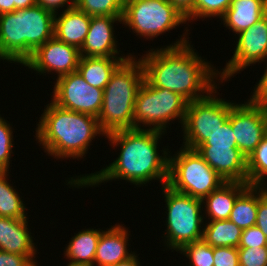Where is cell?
Listing matches in <instances>:
<instances>
[{
  "label": "cell",
  "mask_w": 267,
  "mask_h": 266,
  "mask_svg": "<svg viewBox=\"0 0 267 266\" xmlns=\"http://www.w3.org/2000/svg\"><path fill=\"white\" fill-rule=\"evenodd\" d=\"M165 132L151 129H124L105 135L110 145L120 147V155L106 168L91 174L70 177V187H95L111 180H126L139 187L152 180H158L162 186L167 185L169 149L164 148L162 155L158 152L159 139ZM169 152V153H168Z\"/></svg>",
  "instance_id": "obj_1"
},
{
  "label": "cell",
  "mask_w": 267,
  "mask_h": 266,
  "mask_svg": "<svg viewBox=\"0 0 267 266\" xmlns=\"http://www.w3.org/2000/svg\"><path fill=\"white\" fill-rule=\"evenodd\" d=\"M187 34L165 48L148 50L139 60L144 79L151 86L168 89L192 102L205 98L216 88L219 75L213 65L197 55Z\"/></svg>",
  "instance_id": "obj_2"
},
{
  "label": "cell",
  "mask_w": 267,
  "mask_h": 266,
  "mask_svg": "<svg viewBox=\"0 0 267 266\" xmlns=\"http://www.w3.org/2000/svg\"><path fill=\"white\" fill-rule=\"evenodd\" d=\"M50 102L37 124L36 140L45 153L57 160L83 158L92 140L99 135L105 136L97 117L62 108L52 100Z\"/></svg>",
  "instance_id": "obj_3"
},
{
  "label": "cell",
  "mask_w": 267,
  "mask_h": 266,
  "mask_svg": "<svg viewBox=\"0 0 267 266\" xmlns=\"http://www.w3.org/2000/svg\"><path fill=\"white\" fill-rule=\"evenodd\" d=\"M55 13L34 5L0 15V59L22 64L54 36Z\"/></svg>",
  "instance_id": "obj_4"
},
{
  "label": "cell",
  "mask_w": 267,
  "mask_h": 266,
  "mask_svg": "<svg viewBox=\"0 0 267 266\" xmlns=\"http://www.w3.org/2000/svg\"><path fill=\"white\" fill-rule=\"evenodd\" d=\"M135 57L132 55L115 70L103 90L102 107L97 119L105 135L134 128L135 99L144 81L143 65Z\"/></svg>",
  "instance_id": "obj_5"
},
{
  "label": "cell",
  "mask_w": 267,
  "mask_h": 266,
  "mask_svg": "<svg viewBox=\"0 0 267 266\" xmlns=\"http://www.w3.org/2000/svg\"><path fill=\"white\" fill-rule=\"evenodd\" d=\"M166 202L165 246L179 251L184 245L201 240L204 229L203 203L201 199L161 187ZM202 225V227H201Z\"/></svg>",
  "instance_id": "obj_6"
},
{
  "label": "cell",
  "mask_w": 267,
  "mask_h": 266,
  "mask_svg": "<svg viewBox=\"0 0 267 266\" xmlns=\"http://www.w3.org/2000/svg\"><path fill=\"white\" fill-rule=\"evenodd\" d=\"M181 147L175 155L168 156L167 186L176 192L203 200L225 181L197 150Z\"/></svg>",
  "instance_id": "obj_7"
},
{
  "label": "cell",
  "mask_w": 267,
  "mask_h": 266,
  "mask_svg": "<svg viewBox=\"0 0 267 266\" xmlns=\"http://www.w3.org/2000/svg\"><path fill=\"white\" fill-rule=\"evenodd\" d=\"M187 105L188 101L180 94L151 86L144 79L135 99L134 128L166 132L169 122L177 118L182 127Z\"/></svg>",
  "instance_id": "obj_8"
},
{
  "label": "cell",
  "mask_w": 267,
  "mask_h": 266,
  "mask_svg": "<svg viewBox=\"0 0 267 266\" xmlns=\"http://www.w3.org/2000/svg\"><path fill=\"white\" fill-rule=\"evenodd\" d=\"M214 88L205 98L188 102L183 129V147L196 150L229 119L236 104L218 98Z\"/></svg>",
  "instance_id": "obj_9"
},
{
  "label": "cell",
  "mask_w": 267,
  "mask_h": 266,
  "mask_svg": "<svg viewBox=\"0 0 267 266\" xmlns=\"http://www.w3.org/2000/svg\"><path fill=\"white\" fill-rule=\"evenodd\" d=\"M186 19L168 0H125L122 24L136 35L153 40Z\"/></svg>",
  "instance_id": "obj_10"
},
{
  "label": "cell",
  "mask_w": 267,
  "mask_h": 266,
  "mask_svg": "<svg viewBox=\"0 0 267 266\" xmlns=\"http://www.w3.org/2000/svg\"><path fill=\"white\" fill-rule=\"evenodd\" d=\"M244 103H237L231 108L228 120L237 148L247 159L267 133V105L255 101L251 96Z\"/></svg>",
  "instance_id": "obj_11"
},
{
  "label": "cell",
  "mask_w": 267,
  "mask_h": 266,
  "mask_svg": "<svg viewBox=\"0 0 267 266\" xmlns=\"http://www.w3.org/2000/svg\"><path fill=\"white\" fill-rule=\"evenodd\" d=\"M52 101L58 106L98 118L103 90L90 86L78 71L56 78Z\"/></svg>",
  "instance_id": "obj_12"
},
{
  "label": "cell",
  "mask_w": 267,
  "mask_h": 266,
  "mask_svg": "<svg viewBox=\"0 0 267 266\" xmlns=\"http://www.w3.org/2000/svg\"><path fill=\"white\" fill-rule=\"evenodd\" d=\"M237 35L239 37L232 58L226 62L222 71H218L219 83L229 81L230 77L247 66L267 60V27L264 18Z\"/></svg>",
  "instance_id": "obj_13"
},
{
  "label": "cell",
  "mask_w": 267,
  "mask_h": 266,
  "mask_svg": "<svg viewBox=\"0 0 267 266\" xmlns=\"http://www.w3.org/2000/svg\"><path fill=\"white\" fill-rule=\"evenodd\" d=\"M80 50L72 45L60 41L55 36L39 46L33 55L24 63L36 73L48 74L53 71L57 78L77 71Z\"/></svg>",
  "instance_id": "obj_14"
},
{
  "label": "cell",
  "mask_w": 267,
  "mask_h": 266,
  "mask_svg": "<svg viewBox=\"0 0 267 266\" xmlns=\"http://www.w3.org/2000/svg\"><path fill=\"white\" fill-rule=\"evenodd\" d=\"M122 23V17L92 16L85 41L80 49L84 57H119L114 23ZM119 50V51H118ZM119 55V56H118Z\"/></svg>",
  "instance_id": "obj_15"
},
{
  "label": "cell",
  "mask_w": 267,
  "mask_h": 266,
  "mask_svg": "<svg viewBox=\"0 0 267 266\" xmlns=\"http://www.w3.org/2000/svg\"><path fill=\"white\" fill-rule=\"evenodd\" d=\"M196 150L225 182L248 183L247 159L237 147H198Z\"/></svg>",
  "instance_id": "obj_16"
},
{
  "label": "cell",
  "mask_w": 267,
  "mask_h": 266,
  "mask_svg": "<svg viewBox=\"0 0 267 266\" xmlns=\"http://www.w3.org/2000/svg\"><path fill=\"white\" fill-rule=\"evenodd\" d=\"M27 219L0 217V250L25 255L38 266L34 259L37 247L28 229Z\"/></svg>",
  "instance_id": "obj_17"
},
{
  "label": "cell",
  "mask_w": 267,
  "mask_h": 266,
  "mask_svg": "<svg viewBox=\"0 0 267 266\" xmlns=\"http://www.w3.org/2000/svg\"><path fill=\"white\" fill-rule=\"evenodd\" d=\"M127 229L118 223L101 232L94 260L96 266H112L135 254L127 249L130 235Z\"/></svg>",
  "instance_id": "obj_18"
},
{
  "label": "cell",
  "mask_w": 267,
  "mask_h": 266,
  "mask_svg": "<svg viewBox=\"0 0 267 266\" xmlns=\"http://www.w3.org/2000/svg\"><path fill=\"white\" fill-rule=\"evenodd\" d=\"M54 17V36L68 45L81 49L89 30V16L84 11L73 6ZM58 15V16H57Z\"/></svg>",
  "instance_id": "obj_19"
},
{
  "label": "cell",
  "mask_w": 267,
  "mask_h": 266,
  "mask_svg": "<svg viewBox=\"0 0 267 266\" xmlns=\"http://www.w3.org/2000/svg\"><path fill=\"white\" fill-rule=\"evenodd\" d=\"M266 6L267 0H232L220 20L226 28L239 34L263 18Z\"/></svg>",
  "instance_id": "obj_20"
},
{
  "label": "cell",
  "mask_w": 267,
  "mask_h": 266,
  "mask_svg": "<svg viewBox=\"0 0 267 266\" xmlns=\"http://www.w3.org/2000/svg\"><path fill=\"white\" fill-rule=\"evenodd\" d=\"M248 186V183L243 182L223 183L202 200L206 214L204 219L208 215L209 221L228 220L235 200Z\"/></svg>",
  "instance_id": "obj_21"
},
{
  "label": "cell",
  "mask_w": 267,
  "mask_h": 266,
  "mask_svg": "<svg viewBox=\"0 0 267 266\" xmlns=\"http://www.w3.org/2000/svg\"><path fill=\"white\" fill-rule=\"evenodd\" d=\"M131 56L130 53L126 57L81 56L77 71L90 86L104 90L115 70Z\"/></svg>",
  "instance_id": "obj_22"
},
{
  "label": "cell",
  "mask_w": 267,
  "mask_h": 266,
  "mask_svg": "<svg viewBox=\"0 0 267 266\" xmlns=\"http://www.w3.org/2000/svg\"><path fill=\"white\" fill-rule=\"evenodd\" d=\"M103 230L84 229L71 238L64 251L69 262L86 266H95L97 244Z\"/></svg>",
  "instance_id": "obj_23"
},
{
  "label": "cell",
  "mask_w": 267,
  "mask_h": 266,
  "mask_svg": "<svg viewBox=\"0 0 267 266\" xmlns=\"http://www.w3.org/2000/svg\"><path fill=\"white\" fill-rule=\"evenodd\" d=\"M258 211V186L249 185L235 200L229 220L239 228L256 225Z\"/></svg>",
  "instance_id": "obj_24"
},
{
  "label": "cell",
  "mask_w": 267,
  "mask_h": 266,
  "mask_svg": "<svg viewBox=\"0 0 267 266\" xmlns=\"http://www.w3.org/2000/svg\"><path fill=\"white\" fill-rule=\"evenodd\" d=\"M202 239L212 247H236L241 240L242 229L232 221H206Z\"/></svg>",
  "instance_id": "obj_25"
},
{
  "label": "cell",
  "mask_w": 267,
  "mask_h": 266,
  "mask_svg": "<svg viewBox=\"0 0 267 266\" xmlns=\"http://www.w3.org/2000/svg\"><path fill=\"white\" fill-rule=\"evenodd\" d=\"M9 173L0 171V217L28 218V213H25L28 208L23 203L22 196L8 182Z\"/></svg>",
  "instance_id": "obj_26"
},
{
  "label": "cell",
  "mask_w": 267,
  "mask_h": 266,
  "mask_svg": "<svg viewBox=\"0 0 267 266\" xmlns=\"http://www.w3.org/2000/svg\"><path fill=\"white\" fill-rule=\"evenodd\" d=\"M247 172L249 185H267V133L247 158Z\"/></svg>",
  "instance_id": "obj_27"
},
{
  "label": "cell",
  "mask_w": 267,
  "mask_h": 266,
  "mask_svg": "<svg viewBox=\"0 0 267 266\" xmlns=\"http://www.w3.org/2000/svg\"><path fill=\"white\" fill-rule=\"evenodd\" d=\"M125 0H75V6L89 16L122 17Z\"/></svg>",
  "instance_id": "obj_28"
},
{
  "label": "cell",
  "mask_w": 267,
  "mask_h": 266,
  "mask_svg": "<svg viewBox=\"0 0 267 266\" xmlns=\"http://www.w3.org/2000/svg\"><path fill=\"white\" fill-rule=\"evenodd\" d=\"M179 253L189 259L188 266H214V247L203 239L184 245Z\"/></svg>",
  "instance_id": "obj_29"
},
{
  "label": "cell",
  "mask_w": 267,
  "mask_h": 266,
  "mask_svg": "<svg viewBox=\"0 0 267 266\" xmlns=\"http://www.w3.org/2000/svg\"><path fill=\"white\" fill-rule=\"evenodd\" d=\"M232 0H195L194 10L185 18L186 22L201 18H221L230 7Z\"/></svg>",
  "instance_id": "obj_30"
},
{
  "label": "cell",
  "mask_w": 267,
  "mask_h": 266,
  "mask_svg": "<svg viewBox=\"0 0 267 266\" xmlns=\"http://www.w3.org/2000/svg\"><path fill=\"white\" fill-rule=\"evenodd\" d=\"M13 129L10 123L0 115V171H9L13 154Z\"/></svg>",
  "instance_id": "obj_31"
},
{
  "label": "cell",
  "mask_w": 267,
  "mask_h": 266,
  "mask_svg": "<svg viewBox=\"0 0 267 266\" xmlns=\"http://www.w3.org/2000/svg\"><path fill=\"white\" fill-rule=\"evenodd\" d=\"M199 147H237L231 122L227 120L221 128L213 133Z\"/></svg>",
  "instance_id": "obj_32"
},
{
  "label": "cell",
  "mask_w": 267,
  "mask_h": 266,
  "mask_svg": "<svg viewBox=\"0 0 267 266\" xmlns=\"http://www.w3.org/2000/svg\"><path fill=\"white\" fill-rule=\"evenodd\" d=\"M240 266H267V247L238 248Z\"/></svg>",
  "instance_id": "obj_33"
},
{
  "label": "cell",
  "mask_w": 267,
  "mask_h": 266,
  "mask_svg": "<svg viewBox=\"0 0 267 266\" xmlns=\"http://www.w3.org/2000/svg\"><path fill=\"white\" fill-rule=\"evenodd\" d=\"M267 247V238L255 225L243 229L238 248Z\"/></svg>",
  "instance_id": "obj_34"
},
{
  "label": "cell",
  "mask_w": 267,
  "mask_h": 266,
  "mask_svg": "<svg viewBox=\"0 0 267 266\" xmlns=\"http://www.w3.org/2000/svg\"><path fill=\"white\" fill-rule=\"evenodd\" d=\"M214 266H240L238 248L214 247Z\"/></svg>",
  "instance_id": "obj_35"
},
{
  "label": "cell",
  "mask_w": 267,
  "mask_h": 266,
  "mask_svg": "<svg viewBox=\"0 0 267 266\" xmlns=\"http://www.w3.org/2000/svg\"><path fill=\"white\" fill-rule=\"evenodd\" d=\"M267 185L258 186V211L256 226L267 238Z\"/></svg>",
  "instance_id": "obj_36"
},
{
  "label": "cell",
  "mask_w": 267,
  "mask_h": 266,
  "mask_svg": "<svg viewBox=\"0 0 267 266\" xmlns=\"http://www.w3.org/2000/svg\"><path fill=\"white\" fill-rule=\"evenodd\" d=\"M0 266H36L27 256L0 250Z\"/></svg>",
  "instance_id": "obj_37"
},
{
  "label": "cell",
  "mask_w": 267,
  "mask_h": 266,
  "mask_svg": "<svg viewBox=\"0 0 267 266\" xmlns=\"http://www.w3.org/2000/svg\"><path fill=\"white\" fill-rule=\"evenodd\" d=\"M262 77L253 90L251 97L262 104L267 105V64Z\"/></svg>",
  "instance_id": "obj_38"
},
{
  "label": "cell",
  "mask_w": 267,
  "mask_h": 266,
  "mask_svg": "<svg viewBox=\"0 0 267 266\" xmlns=\"http://www.w3.org/2000/svg\"><path fill=\"white\" fill-rule=\"evenodd\" d=\"M36 2L54 13H58V10L60 11V8H64V6L65 10L75 6V0H36Z\"/></svg>",
  "instance_id": "obj_39"
},
{
  "label": "cell",
  "mask_w": 267,
  "mask_h": 266,
  "mask_svg": "<svg viewBox=\"0 0 267 266\" xmlns=\"http://www.w3.org/2000/svg\"><path fill=\"white\" fill-rule=\"evenodd\" d=\"M186 18L193 10L195 0H168Z\"/></svg>",
  "instance_id": "obj_40"
},
{
  "label": "cell",
  "mask_w": 267,
  "mask_h": 266,
  "mask_svg": "<svg viewBox=\"0 0 267 266\" xmlns=\"http://www.w3.org/2000/svg\"><path fill=\"white\" fill-rule=\"evenodd\" d=\"M14 11V0H0V15Z\"/></svg>",
  "instance_id": "obj_41"
},
{
  "label": "cell",
  "mask_w": 267,
  "mask_h": 266,
  "mask_svg": "<svg viewBox=\"0 0 267 266\" xmlns=\"http://www.w3.org/2000/svg\"><path fill=\"white\" fill-rule=\"evenodd\" d=\"M36 4V0H14V10L26 9Z\"/></svg>",
  "instance_id": "obj_42"
},
{
  "label": "cell",
  "mask_w": 267,
  "mask_h": 266,
  "mask_svg": "<svg viewBox=\"0 0 267 266\" xmlns=\"http://www.w3.org/2000/svg\"><path fill=\"white\" fill-rule=\"evenodd\" d=\"M139 257L137 256V254L135 253L132 257H130L129 259L116 263L115 265L112 266H141L140 265V261H138Z\"/></svg>",
  "instance_id": "obj_43"
},
{
  "label": "cell",
  "mask_w": 267,
  "mask_h": 266,
  "mask_svg": "<svg viewBox=\"0 0 267 266\" xmlns=\"http://www.w3.org/2000/svg\"><path fill=\"white\" fill-rule=\"evenodd\" d=\"M263 18L265 19V22H266V27H267V6H266V9H265V12H264Z\"/></svg>",
  "instance_id": "obj_44"
},
{
  "label": "cell",
  "mask_w": 267,
  "mask_h": 266,
  "mask_svg": "<svg viewBox=\"0 0 267 266\" xmlns=\"http://www.w3.org/2000/svg\"><path fill=\"white\" fill-rule=\"evenodd\" d=\"M67 266H86V265L75 264V263H71V262H69V263L67 264Z\"/></svg>",
  "instance_id": "obj_45"
}]
</instances>
